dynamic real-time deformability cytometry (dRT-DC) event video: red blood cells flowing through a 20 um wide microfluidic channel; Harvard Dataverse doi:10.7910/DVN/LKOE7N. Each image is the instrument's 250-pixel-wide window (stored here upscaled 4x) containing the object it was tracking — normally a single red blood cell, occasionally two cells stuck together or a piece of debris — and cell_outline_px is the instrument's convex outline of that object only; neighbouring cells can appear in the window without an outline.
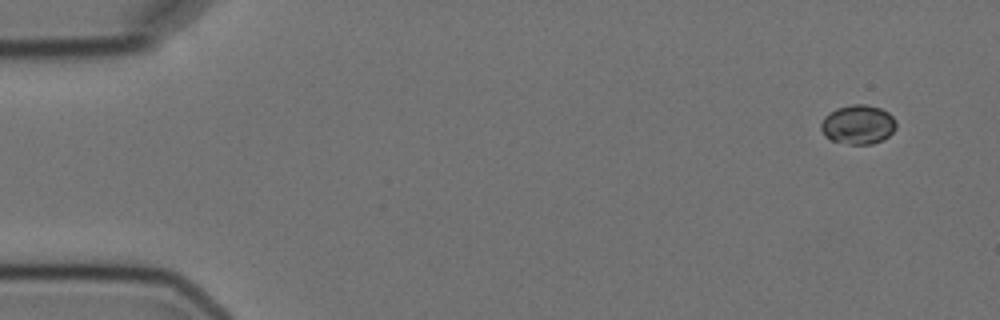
{"species": "Egyptian fruit bat (a non-hibernating species)", "species_latin": "Rousettus aegyptiacus", "temperature_condition": "cold", "stored_images_in_passage": 5, "camera_frame_rate_fps": 3000, "um_per_image_px": 0.085, "animal": {"sex": "female"}, "frame": {"image": 1, "passage_image": 1, "time_ms": 0.0, "image_size_px": [1000, 320], "cell_outline_px": [[896, 128], [884, 140], [872, 144], [848, 144], [832, 140], [824, 136], [820, 128], [820, 124], [824, 116], [836, 108], [852, 104], [864, 104], [880, 108], [888, 112], [896, 120]], "centroid_in_image_um": [72.93, 10.59], "position_along_channel_um": 12.1, "area_um2": 17.34}}
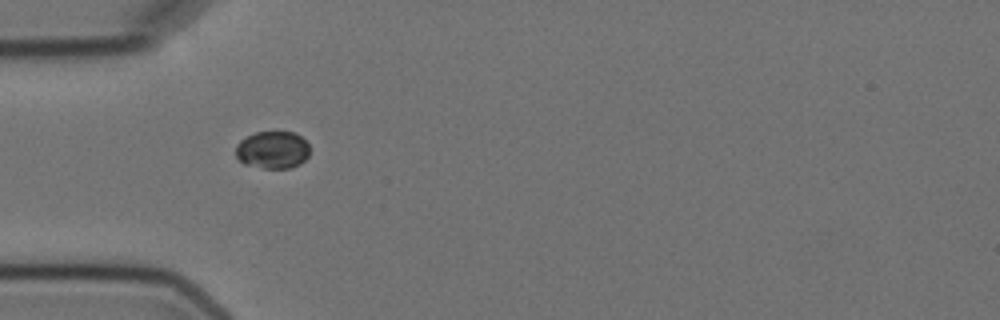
{"frame": {"image": 2, "passage_image": 5, "time_ms": 4.667, "image_size_px": [1000, 320], "cell_outline_px": [[308, 156], [300, 164], [288, 168], [264, 168], [244, 164], [236, 156], [236, 144], [240, 140], [256, 132], [296, 132], [308, 144]], "centroid_in_image_um": [23.16, 12.74], "position_along_channel_um": 61.8, "area_um2": 16.07}}